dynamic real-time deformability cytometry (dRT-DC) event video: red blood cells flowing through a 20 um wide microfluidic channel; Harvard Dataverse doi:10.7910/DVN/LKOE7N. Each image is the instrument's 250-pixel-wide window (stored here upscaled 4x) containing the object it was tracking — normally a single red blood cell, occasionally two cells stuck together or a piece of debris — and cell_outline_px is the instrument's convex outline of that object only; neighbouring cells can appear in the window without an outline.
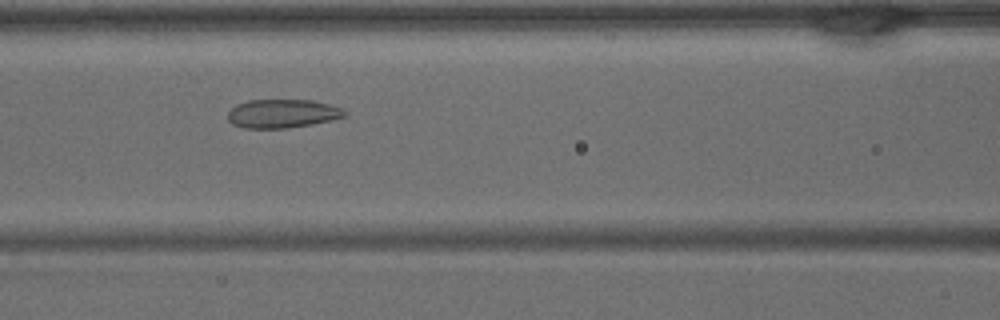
{"species": "common noctule bat (a hibernating species)", "species_latin": "Nyctalus noctula", "temperature_condition": "warm", "stored_images_in_passage": 34, "camera_frame_rate_fps": 3000, "um_per_image_px": 0.085, "animal": {"sex": "male", "body_mass_g": 15.6}, "frame": {"image": 1, "passage_image": 11, "time_ms": 3.333, "image_size_px": [1000, 320], "cell_outline_px": [[348, 112], [344, 116], [332, 120], [312, 124], [288, 128], [244, 128], [232, 124], [228, 120], [228, 112], [236, 104], [248, 100], [312, 100], [328, 104], [340, 108]], "centroid_in_image_um": [23.98, 9.65], "position_along_channel_um": 142.6, "area_um2": 19.48}}
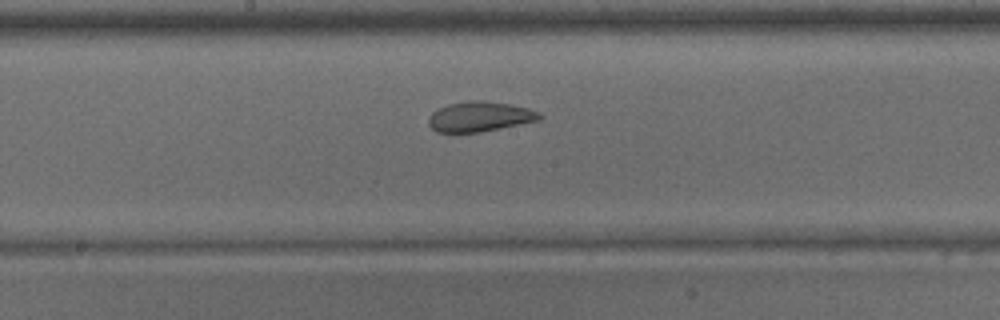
{"frame": {"image": 2, "passage_image": 15, "time_ms": 4.667, "image_size_px": [1000, 320], "cell_outline_px": [[544, 116], [540, 120], [480, 132], [436, 132], [428, 124], [428, 116], [432, 112], [448, 104], [476, 100], [484, 100], [508, 104], [528, 108], [540, 112]], "centroid_in_image_um": [40.79, 9.91], "position_along_channel_um": 207.4, "area_um2": 19.36}}
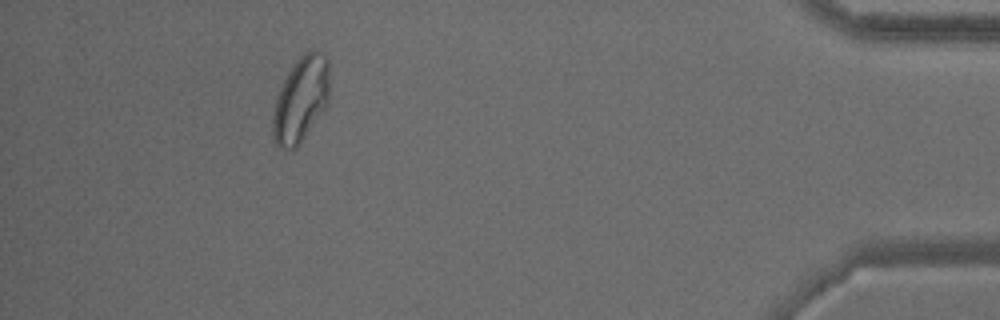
{"frame": {"image": 3, "passage_image": 31, "time_ms": 10.0, "image_size_px": [1000, 320], "cell_outline_px": [[328, 100], [324, 108], [300, 144], [292, 152], [280, 148], [276, 144], [272, 136], [272, 116], [276, 100], [280, 88], [288, 72], [296, 60], [308, 48], [316, 48], [328, 60]], "centroid_in_image_um": [25.54, 8.46], "position_along_channel_um": 409.7, "area_um2": 28.26}}